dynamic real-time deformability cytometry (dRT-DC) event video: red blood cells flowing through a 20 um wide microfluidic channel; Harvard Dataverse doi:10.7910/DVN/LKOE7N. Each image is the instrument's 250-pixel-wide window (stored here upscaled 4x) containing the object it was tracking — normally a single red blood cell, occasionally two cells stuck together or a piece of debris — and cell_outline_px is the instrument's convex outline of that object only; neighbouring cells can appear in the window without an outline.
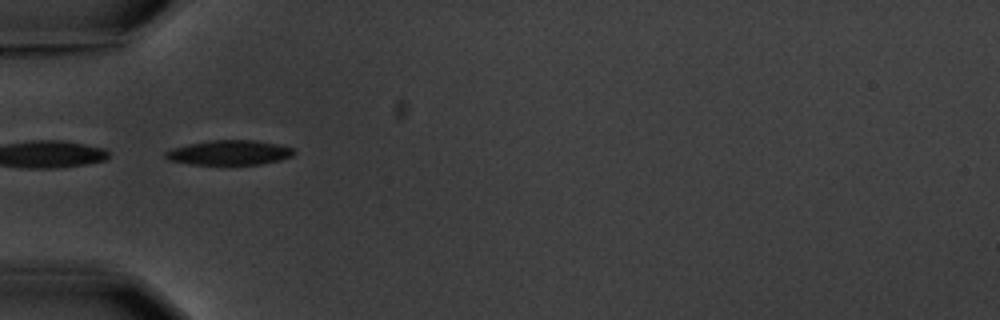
{"species": "common noctule bat (a hibernating species)", "species_latin": "Nyctalus noctula", "temperature_condition": "warm", "stored_images_in_passage": 2, "camera_frame_rate_fps": 3000, "um_per_image_px": 0.085, "animal": {"sex": "male", "body_mass_g": 20.1, "forearm_length_mm": 53.5}, "frame": {"image": 1, "passage_image": 2, "time_ms": 1.0, "image_size_px": [1000, 320], "cell_outline_px": [[296, 152], [292, 156], [280, 160], [260, 164], [192, 164], [168, 160], [164, 156], [164, 152], [172, 148], [188, 144], [212, 140], [256, 140], [276, 144], [292, 148]], "centroid_in_image_um": [19.48, 12.97], "position_along_channel_um": 65.5, "area_um2": 18.38}}